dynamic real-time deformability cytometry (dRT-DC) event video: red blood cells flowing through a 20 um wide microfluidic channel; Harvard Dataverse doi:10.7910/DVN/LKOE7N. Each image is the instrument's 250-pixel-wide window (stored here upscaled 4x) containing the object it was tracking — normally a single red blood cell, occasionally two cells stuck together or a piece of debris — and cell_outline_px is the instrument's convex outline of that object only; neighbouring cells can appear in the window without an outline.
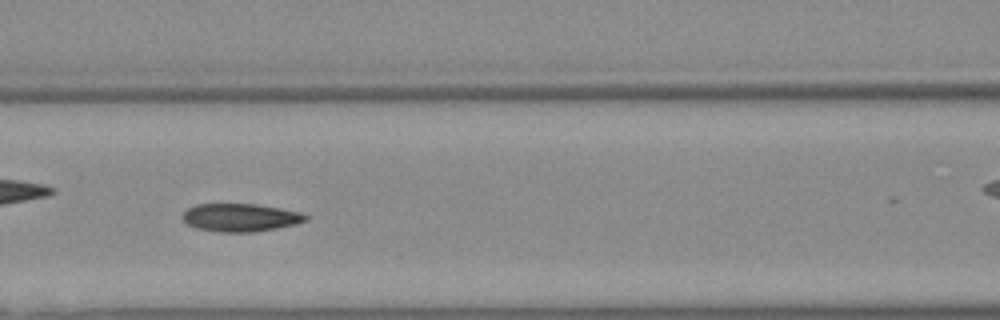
{"species": "Egyptian fruit bat (a non-hibernating species)", "species_latin": "Rousettus aegyptiacus", "temperature_condition": "warm", "stored_images_in_passage": 52, "camera_frame_rate_fps": 3000, "um_per_image_px": 0.085, "animal": {"sex": "female"}, "frame": {"image": 1, "passage_image": 22, "time_ms": 7.0, "image_size_px": [1000, 320], "cell_outline_px": [[308, 220], [276, 228], [252, 232], [220, 232], [196, 228], [188, 224], [184, 220], [184, 212], [188, 208], [196, 204], [256, 204], [280, 208], [300, 212], [308, 216]], "centroid_in_image_um": [20.43, 18.48], "position_along_channel_um": 146.2, "area_um2": 19.83}}
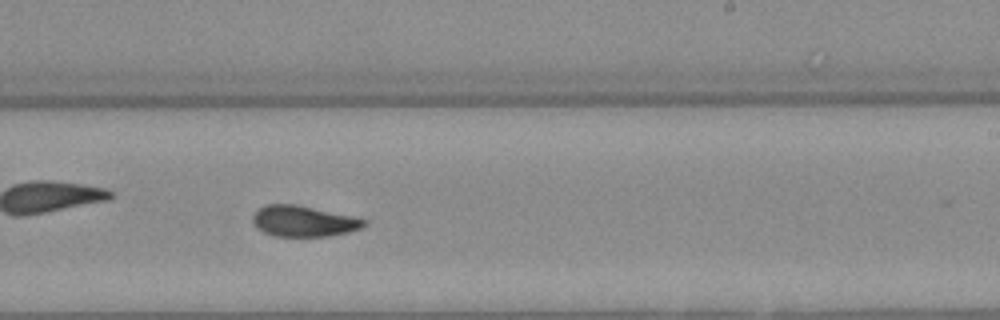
{"frame": {"image": 2, "passage_image": 31, "time_ms": 10.0, "image_size_px": [1000, 320], "cell_outline_px": [[368, 224], [360, 228], [348, 232], [328, 236], [276, 236], [264, 232], [256, 228], [252, 220], [252, 216], [264, 204], [296, 204], [352, 216], [368, 220]], "centroid_in_image_um": [25.8, 18.79], "position_along_channel_um": 263.2, "area_um2": 20.0}}
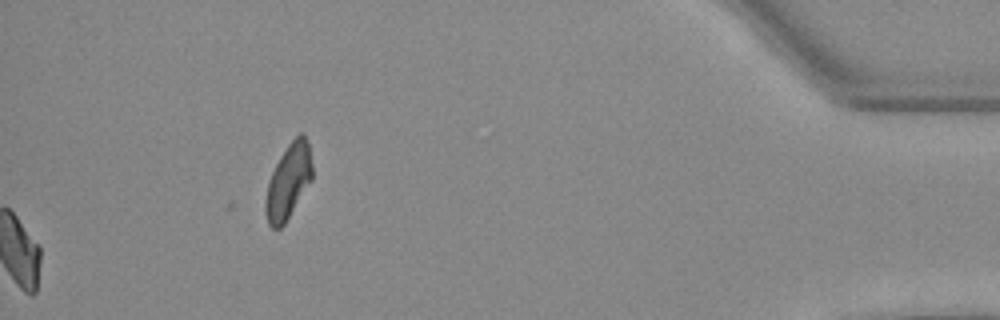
{"frame": {"image": 3, "passage_image": 52, "time_ms": 17.0, "image_size_px": [1000, 320], "cell_outline_px": [[312, 180], [284, 224], [280, 228], [272, 228], [268, 224], [264, 212], [264, 200], [268, 184], [272, 172], [280, 156], [288, 144], [300, 132], [304, 132], [308, 144], [312, 164]], "centroid_in_image_um": [24.5, 15.43], "position_along_channel_um": 410.7, "area_um2": 20.35}}